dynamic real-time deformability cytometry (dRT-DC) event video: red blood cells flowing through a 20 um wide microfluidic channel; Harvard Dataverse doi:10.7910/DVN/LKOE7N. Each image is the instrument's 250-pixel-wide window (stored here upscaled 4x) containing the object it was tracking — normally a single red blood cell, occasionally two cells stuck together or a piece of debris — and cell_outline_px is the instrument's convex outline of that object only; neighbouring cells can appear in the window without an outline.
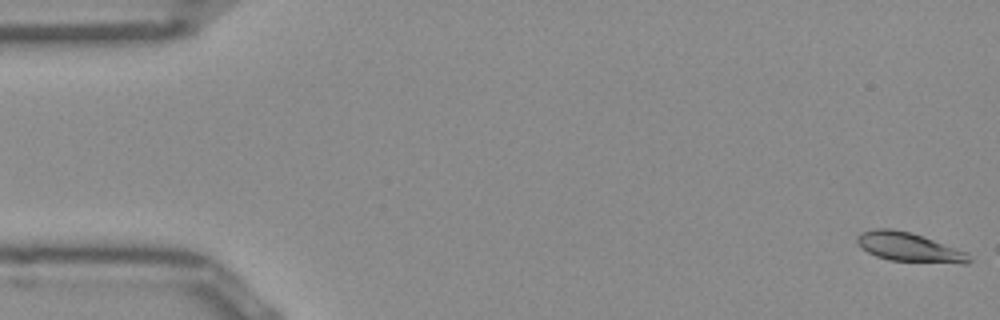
{"species": "Egyptian fruit bat (a non-hibernating species)", "species_latin": "Rousettus aegyptiacus", "temperature_condition": "room temperature", "stored_images_in_passage": 51, "camera_frame_rate_fps": 3000, "um_per_image_px": 0.085, "frame": {"image": 1, "passage_image": 1, "time_ms": 0.0, "image_size_px": [1000, 320], "cell_outline_px": [[972, 260], [968, 264], [964, 264], [892, 260], [876, 256], [868, 252], [856, 240], [856, 236], [860, 232], [876, 228], [888, 228], [908, 232], [924, 236], [968, 252]], "centroid_in_image_um": [77.32, 21.01], "position_along_channel_um": 7.7, "area_um2": 18.96}}
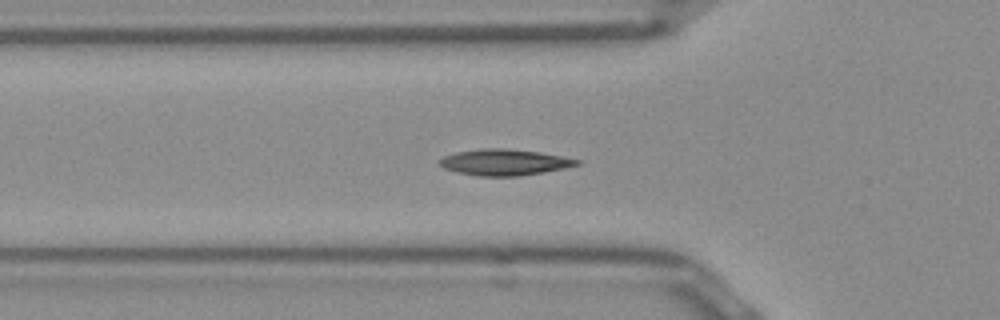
{"frame": {"image": 2, "passage_image": 17, "time_ms": 5.333, "image_size_px": [1000, 320], "cell_outline_px": [[580, 164], [564, 168], [544, 172], [520, 176], [476, 176], [456, 172], [444, 168], [440, 164], [440, 160], [444, 156], [456, 152], [484, 148], [504, 148], [540, 152], [580, 160]], "centroid_in_image_um": [42.86, 13.8], "position_along_channel_um": 82.9, "area_um2": 20.81}}
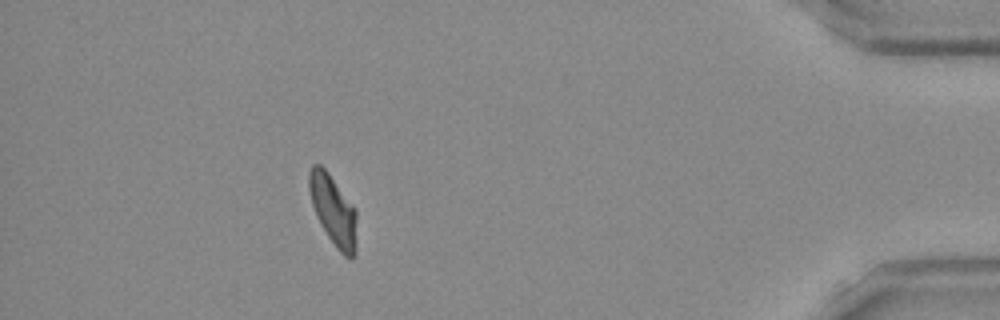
{"frame": {"image": 3, "passage_image": 46, "time_ms": 15.0, "image_size_px": [1000, 320], "cell_outline_px": [[356, 256], [352, 260], [348, 260], [336, 248], [320, 224], [316, 216], [312, 204], [308, 188], [308, 172], [312, 164], [320, 164], [328, 172], [356, 208]], "centroid_in_image_um": [28.34, 17.9], "position_along_channel_um": 406.9, "area_um2": 19.88}, "authors_computed_cell_mechanics": {"area_um2": 19.4208, "velocity_mm_per_s": 3.934, "shape_relaxation_time_tau1_ms": 6.0132, "shape_relaxation_time_tau2_ms": 0.9522, "deformation_change_tau1": 0.1521, "deformation_change_tau2": 0.0517}}